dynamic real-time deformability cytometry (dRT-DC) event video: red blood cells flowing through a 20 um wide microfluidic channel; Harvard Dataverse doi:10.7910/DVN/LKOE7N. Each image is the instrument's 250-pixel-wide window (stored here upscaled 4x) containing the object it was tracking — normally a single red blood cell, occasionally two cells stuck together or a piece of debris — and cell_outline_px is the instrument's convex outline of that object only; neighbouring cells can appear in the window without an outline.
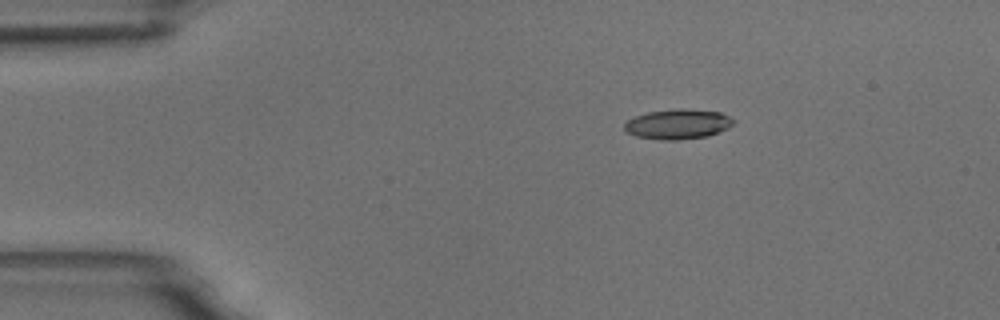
{"species": "common noctule bat (a hibernating species)", "species_latin": "Nyctalus noctula", "temperature_condition": "room temperature", "stored_images_in_passage": 5, "segment_of_instrument_passage": [1, 2], "camera_frame_rate_fps": 3000, "um_per_image_px": 0.085, "animal": {"sex": "male", "body_mass_g": 18.8}, "frame": {"image": 1, "passage_image": 2, "time_ms": 2.0, "image_size_px": [1000, 320], "cell_outline_px": [[736, 120], [728, 128], [708, 136], [676, 140], [660, 140], [636, 136], [628, 132], [624, 128], [624, 124], [628, 120], [636, 116], [648, 112], [680, 108], [684, 108], [720, 112]], "centroid_in_image_um": [57.63, 10.55], "position_along_channel_um": 27.4, "area_um2": 18.96}}